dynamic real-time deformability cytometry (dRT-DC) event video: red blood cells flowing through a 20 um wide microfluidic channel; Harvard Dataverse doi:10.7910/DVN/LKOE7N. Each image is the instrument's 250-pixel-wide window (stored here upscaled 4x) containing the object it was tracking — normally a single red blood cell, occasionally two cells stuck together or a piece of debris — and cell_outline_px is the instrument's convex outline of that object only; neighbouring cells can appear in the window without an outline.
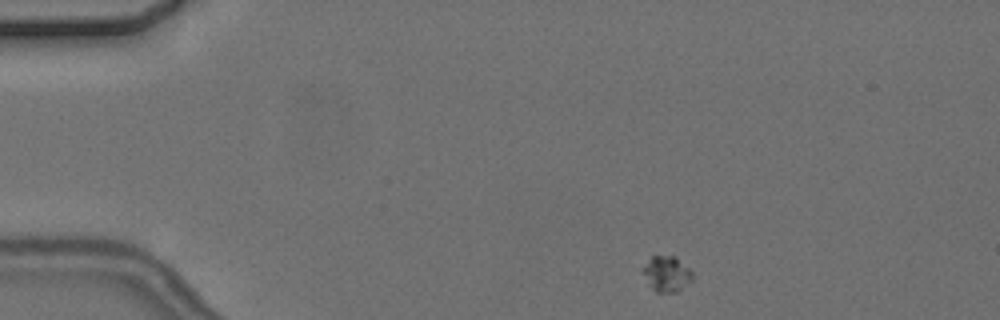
{"species": "common noctule bat (a hibernating species)", "species_latin": "Nyctalus noctula", "temperature_condition": "cold", "stored_images_in_passage": 5, "camera_frame_rate_fps": 3000, "um_per_image_px": 0.085, "animal": {"sex": "female", "body_mass_g": 24.6, "forearm_length_mm": 56.2}, "frame": {"image": 1, "passage_image": 1, "time_ms": 0.0, "image_size_px": [1000, 320], "cell_outline_px": [[696, 276], [692, 280], [676, 292], [656, 292], [648, 284], [640, 268], [652, 256], [676, 256]], "centroid_in_image_um": [56.66, 23.27], "position_along_channel_um": 28.3, "area_um2": 10.35}}
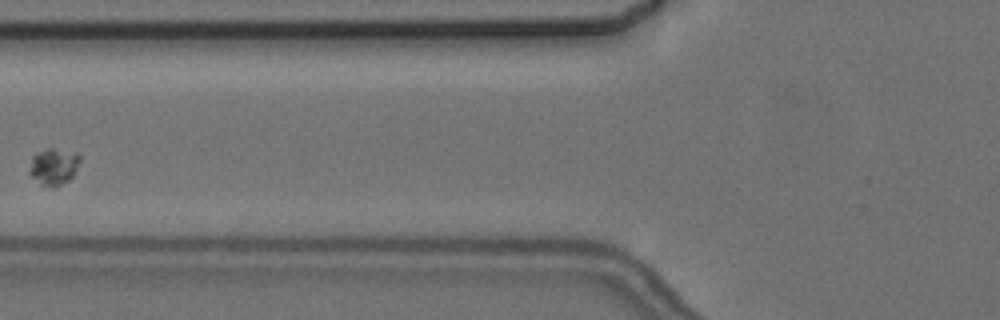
{"frame": {"image": 2, "passage_image": 5, "time_ms": 4.667, "image_size_px": [1000, 320], "cell_outline_px": [[80, 160], [72, 176], [68, 180], [56, 188], [52, 188], [40, 184], [28, 172], [32, 156], [36, 152], [48, 148], [52, 148], [80, 152]], "centroid_in_image_um": [4.56, 14.14], "position_along_channel_um": 121.2, "area_um2": 10.98}}